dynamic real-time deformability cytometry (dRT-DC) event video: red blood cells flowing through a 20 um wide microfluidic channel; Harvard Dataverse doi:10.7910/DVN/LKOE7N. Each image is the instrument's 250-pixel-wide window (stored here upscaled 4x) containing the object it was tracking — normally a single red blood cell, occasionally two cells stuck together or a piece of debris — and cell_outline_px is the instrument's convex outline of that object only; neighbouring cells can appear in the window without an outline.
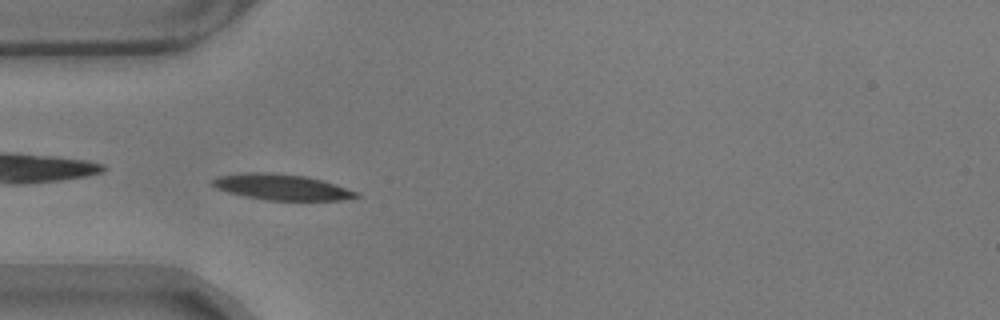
{"species": "common noctule bat (a hibernating species)", "species_latin": "Nyctalus noctula", "temperature_condition": "warm", "stored_images_in_passage": 56, "camera_frame_rate_fps": 3000, "um_per_image_px": 0.085, "animal": {"sex": "male", "body_mass_g": 17.9}, "frame": {"image": 1, "passage_image": 16, "time_ms": 5.0, "image_size_px": [1000, 320], "cell_outline_px": [[360, 196], [340, 200], [268, 200], [244, 196], [228, 192], [216, 188], [212, 184], [212, 180], [220, 176], [248, 172], [268, 172], [308, 176], [356, 192]], "centroid_in_image_um": [23.89, 15.9], "position_along_channel_um": 61.1, "area_um2": 21.21}}
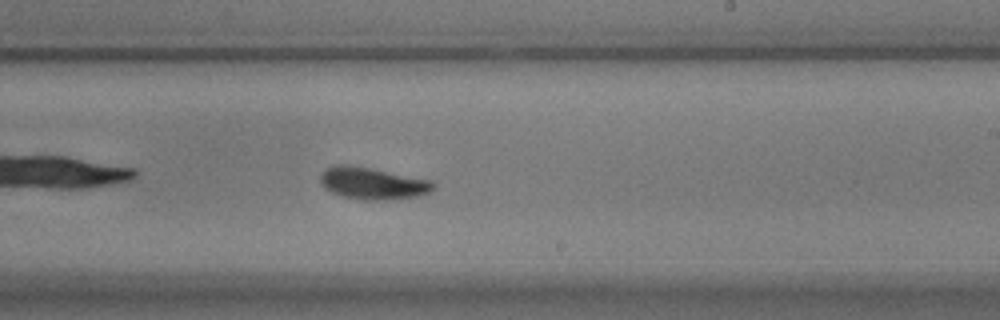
{"frame": {"image": 2, "passage_image": 33, "time_ms": 10.667, "image_size_px": [1000, 320], "cell_outline_px": [[432, 188], [428, 192], [420, 196], [392, 200], [360, 200], [340, 196], [324, 188], [320, 180], [320, 176], [328, 168], [336, 164], [348, 164], [372, 168], [432, 180]], "centroid_in_image_um": [31.65, 15.59], "position_along_channel_um": 257.3, "area_um2": 21.15}}
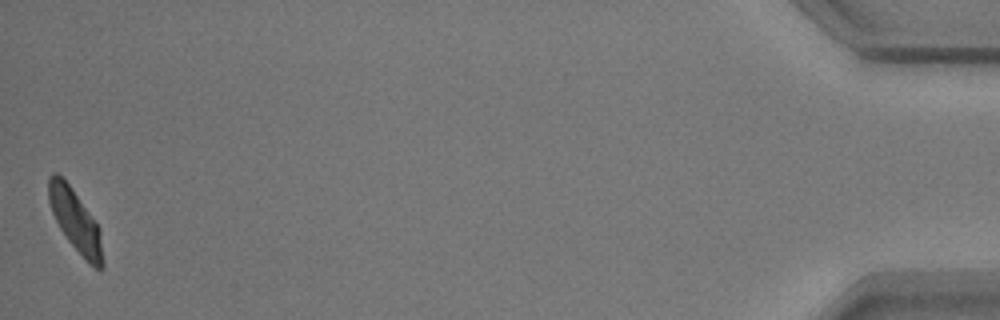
{"frame": {"image": 3, "passage_image": 56, "time_ms": 18.333, "image_size_px": [1000, 320], "cell_outline_px": [[104, 268], [100, 272], [88, 264], [68, 240], [60, 228], [52, 212], [48, 200], [48, 176], [52, 172], [56, 172], [72, 188], [100, 228], [104, 264]], "centroid_in_image_um": [6.43, 18.81], "position_along_channel_um": 428.8, "area_um2": 19.65}, "authors_computed_cell_mechanics": {"area_um2": 20.1144, "velocity_mm_per_s": 3.485, "shape_relaxation_time_tau1_ms": 2.8202, "shape_relaxation_time_tau2_ms": 2.5307, "deformation_change_tau1": 0.1455, "deformation_change_tau2": 0.0877}}